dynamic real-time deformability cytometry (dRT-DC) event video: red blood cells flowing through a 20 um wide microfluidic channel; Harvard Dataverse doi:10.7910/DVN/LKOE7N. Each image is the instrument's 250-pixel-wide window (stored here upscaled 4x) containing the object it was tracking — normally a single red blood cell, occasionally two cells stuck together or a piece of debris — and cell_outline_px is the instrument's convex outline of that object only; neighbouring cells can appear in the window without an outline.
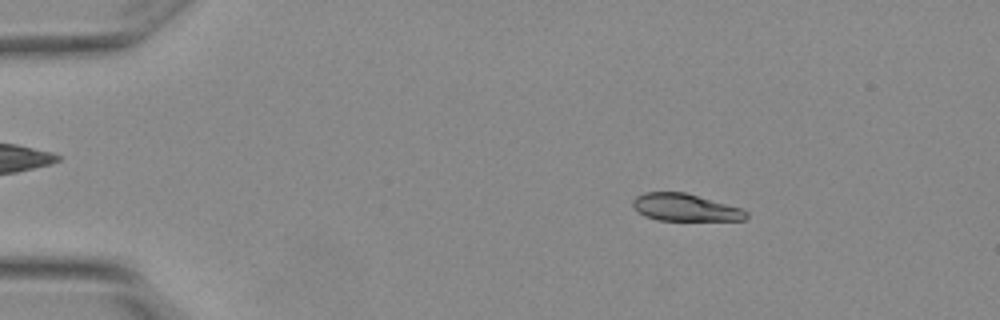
{"species": "Egyptian fruit bat (a non-hibernating species)", "species_latin": "Rousettus aegyptiacus", "temperature_condition": "warm", "stored_images_in_passage": 5, "camera_frame_rate_fps": 3000, "um_per_image_px": 0.085, "animal": {"sex": "female"}, "frame": {"image": 1, "passage_image": 2, "time_ms": 0.333, "image_size_px": [1000, 320], "cell_outline_px": [[748, 216], [744, 220], [656, 220], [644, 216], [632, 204], [632, 200], [636, 196], [644, 192], [684, 192], [740, 208], [748, 212]], "centroid_in_image_um": [58.21, 17.64], "position_along_channel_um": 26.8, "area_um2": 17.8}}
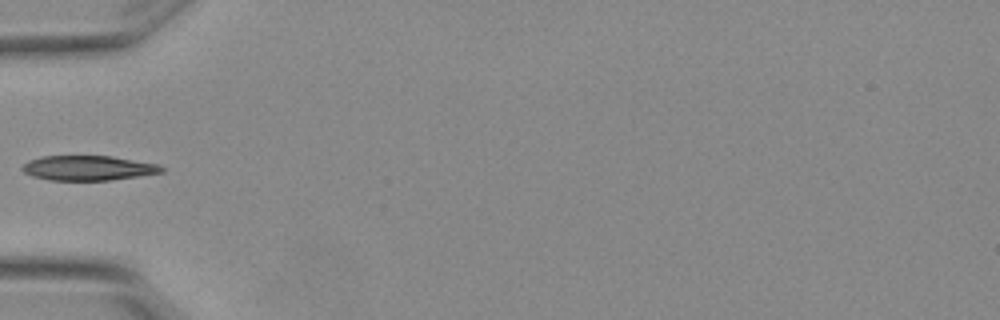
{"frame": {"image": 2, "passage_image": 5, "time_ms": 1.333, "image_size_px": [1000, 320], "cell_outline_px": [[164, 172], [140, 176], [108, 180], [48, 180], [32, 176], [24, 172], [20, 168], [28, 160], [40, 156], [112, 156], [156, 164], [164, 168]], "centroid_in_image_um": [7.46, 14.28], "position_along_channel_um": 77.5, "area_um2": 20.11}}